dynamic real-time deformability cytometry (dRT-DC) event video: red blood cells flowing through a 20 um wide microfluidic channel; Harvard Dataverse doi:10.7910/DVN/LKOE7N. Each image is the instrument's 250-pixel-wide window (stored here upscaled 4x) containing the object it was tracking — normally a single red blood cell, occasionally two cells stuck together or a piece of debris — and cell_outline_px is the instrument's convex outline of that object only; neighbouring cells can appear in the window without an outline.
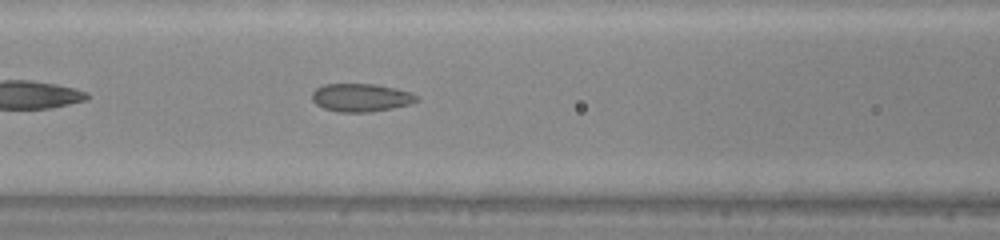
{"species": "common noctule bat (a hibernating species)", "species_latin": "Nyctalus noctula", "temperature_condition": "warm", "stored_images_in_passage": 31, "camera_frame_rate_fps": 3000, "um_per_image_px": 0.085, "animal": {"sex": "male", "body_mass_g": 20.0, "forearm_length_mm": 53.3}, "frame": {"image": 1, "passage_image": 8, "time_ms": 2.333, "image_size_px": [1000, 240], "cell_outline_px": [[420, 100], [412, 104], [368, 112], [340, 112], [324, 108], [316, 104], [312, 100], [312, 92], [316, 88], [324, 84], [376, 84], [396, 88], [412, 92], [420, 96]], "centroid_in_image_um": [30.73, 8.29], "position_along_channel_um": 135.9, "area_um2": 17.28}}
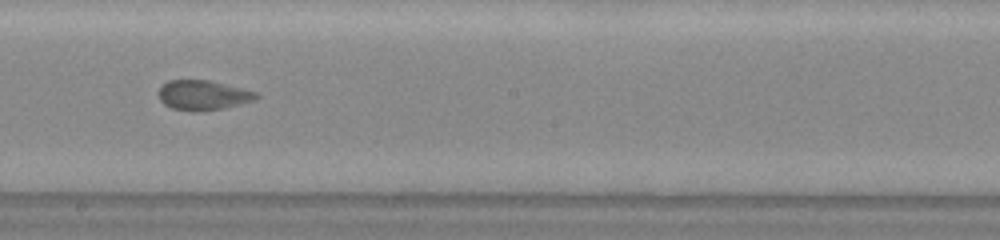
{"frame": {"image": 2, "passage_image": 15, "time_ms": 4.667, "image_size_px": [1000, 240], "cell_outline_px": [[260, 96], [256, 100], [224, 108], [192, 112], [172, 108], [164, 104], [160, 100], [160, 84], [168, 80], [208, 80], [256, 92]], "centroid_in_image_um": [17.24, 8.09], "position_along_channel_um": 231.0, "area_um2": 16.88}}
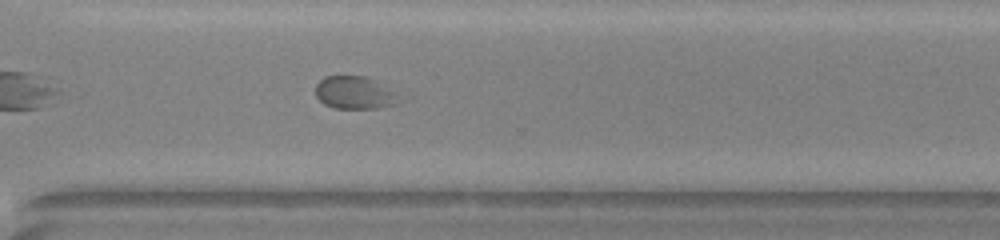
{"frame": {"image": 3, "passage_image": 23, "time_ms": 7.333, "image_size_px": [1000, 240], "cell_outline_px": [[396, 104], [376, 108], [336, 108], [324, 104], [316, 96], [316, 84], [324, 76], [368, 76], [376, 80], [392, 92]], "centroid_in_image_um": [30.04, 7.86], "position_along_channel_um": 340.6, "area_um2": 15.43}}